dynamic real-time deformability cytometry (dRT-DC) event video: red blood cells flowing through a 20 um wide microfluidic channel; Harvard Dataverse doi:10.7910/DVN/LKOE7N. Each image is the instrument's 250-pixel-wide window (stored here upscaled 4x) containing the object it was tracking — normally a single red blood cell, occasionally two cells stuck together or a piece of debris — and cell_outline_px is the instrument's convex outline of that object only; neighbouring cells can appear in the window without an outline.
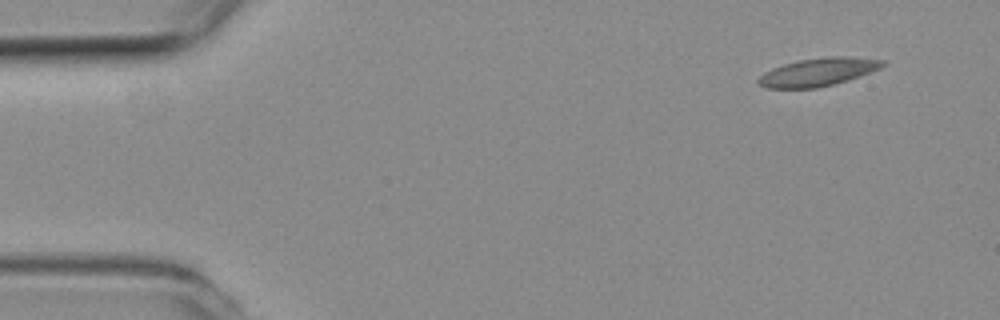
{"species": "common noctule bat (a hibernating species)", "species_latin": "Nyctalus noctula", "temperature_condition": "room temperature", "stored_images_in_passage": 51, "camera_frame_rate_fps": 3000, "um_per_image_px": 0.085, "animal": {"sex": "female", "body_mass_g": 19.3, "forearm_length_mm": 54.1}, "frame": {"image": 1, "passage_image": 1, "time_ms": 0.0, "image_size_px": [1000, 320], "cell_outline_px": [[884, 64], [880, 68], [848, 80], [816, 88], [768, 88], [760, 84], [756, 80], [764, 72], [772, 68], [784, 64], [800, 60], [828, 56], [848, 56], [884, 60]], "centroid_in_image_um": [69.52, 6.12], "position_along_channel_um": 15.5, "area_um2": 20.06}}
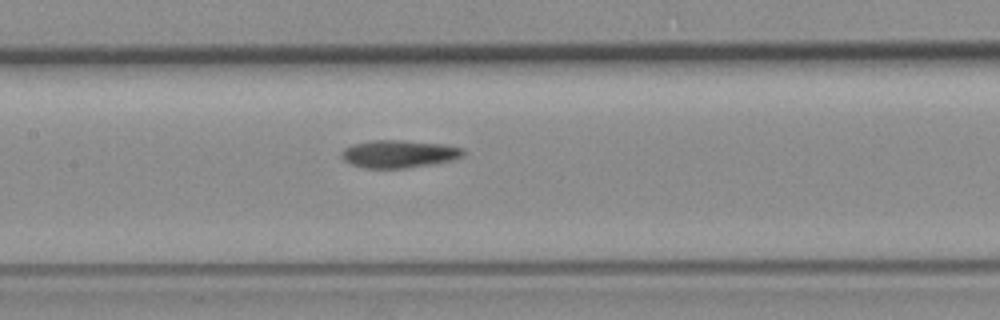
{"frame": {"image": 2, "passage_image": 22, "time_ms": 7.0, "image_size_px": [1000, 320], "cell_outline_px": [[464, 156], [452, 160], [404, 168], [364, 168], [352, 164], [344, 160], [340, 156], [340, 152], [344, 148], [352, 144], [372, 140], [400, 140], [440, 144], [464, 148]], "centroid_in_image_um": [33.86, 13.08], "position_along_channel_um": 173.5, "area_um2": 19.48}}
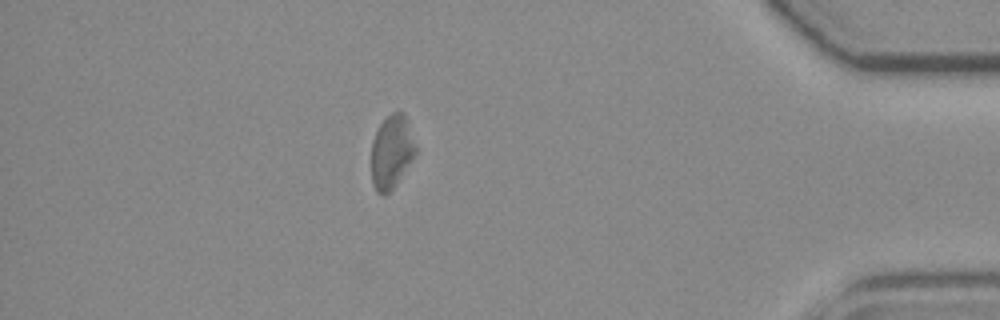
{"frame": {"image": 3, "passage_image": 44, "time_ms": 14.333, "image_size_px": [1000, 320], "cell_outline_px": [[416, 152], [392, 188], [384, 196], [376, 192], [372, 184], [372, 140], [380, 124], [392, 112], [404, 112], [416, 148]], "centroid_in_image_um": [33.25, 12.9], "position_along_channel_um": 401.9, "area_um2": 18.38}, "authors_computed_cell_mechanics": {"area_um2": 19.5364, "velocity_mm_per_s": 3.7551, "shape_relaxation_time_tau1_ms": null, "shape_relaxation_time_tau2_ms": 11.0775, "deformation_change_tau1": null, "deformation_change_tau2": 0.1442}}